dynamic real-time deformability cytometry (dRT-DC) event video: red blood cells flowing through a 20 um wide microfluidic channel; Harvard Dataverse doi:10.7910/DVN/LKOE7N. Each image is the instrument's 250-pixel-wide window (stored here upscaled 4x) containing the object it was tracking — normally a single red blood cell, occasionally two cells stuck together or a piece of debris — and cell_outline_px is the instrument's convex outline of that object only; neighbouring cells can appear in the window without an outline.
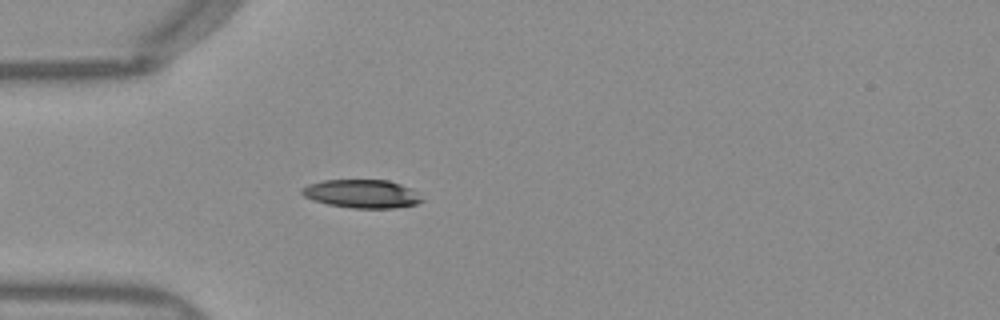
{"species": "Egyptian fruit bat (a non-hibernating species)", "species_latin": "Rousettus aegyptiacus", "temperature_condition": "warm", "stored_images_in_passage": 39, "camera_frame_rate_fps": 3000, "um_per_image_px": 0.085, "frame": {"image": 1, "passage_image": 6, "time_ms": 1.667, "image_size_px": [1000, 320], "cell_outline_px": [[424, 200], [416, 204], [396, 208], [352, 208], [328, 204], [312, 200], [304, 196], [300, 192], [300, 188], [308, 184], [324, 180], [388, 180], [412, 188]], "centroid_in_image_um": [30.74, 16.47], "position_along_channel_um": 54.3, "area_um2": 19.94}}
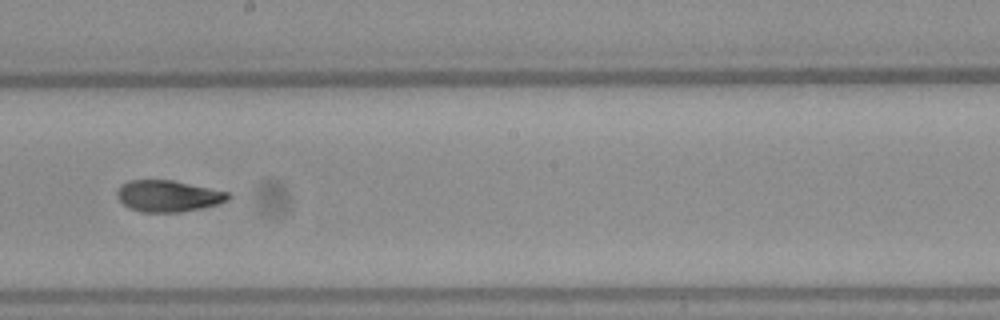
{"frame": {"image": 2, "passage_image": 20, "time_ms": 6.333, "image_size_px": [1000, 320], "cell_outline_px": [[232, 196], [228, 200], [220, 204], [204, 208], [180, 212], [140, 212], [128, 208], [116, 196], [116, 192], [128, 180], [172, 180], [232, 192]], "centroid_in_image_um": [14.36, 16.67], "position_along_channel_um": 233.8, "area_um2": 20.63}}
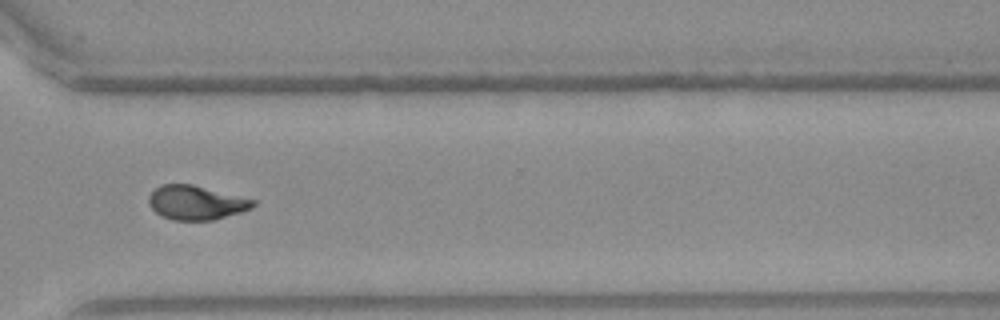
{"frame": {"image": 3, "passage_image": 29, "time_ms": 9.333, "image_size_px": [1000, 320], "cell_outline_px": [[256, 204], [252, 208], [240, 212], [212, 220], [172, 220], [156, 212], [148, 204], [148, 196], [160, 184], [192, 184], [256, 200]], "centroid_in_image_um": [16.66, 17.21], "position_along_channel_um": 353.9, "area_um2": 20.63}, "authors_computed_cell_mechanics": {"area_um2": 20.5768, "velocity_mm_per_s": 4.0007, "shape_relaxation_time_tau1_ms": 6.8086, "shape_relaxation_time_tau2_ms": 2.2616, "deformation_change_tau1": 0.1766, "deformation_change_tau2": 0.0859}}